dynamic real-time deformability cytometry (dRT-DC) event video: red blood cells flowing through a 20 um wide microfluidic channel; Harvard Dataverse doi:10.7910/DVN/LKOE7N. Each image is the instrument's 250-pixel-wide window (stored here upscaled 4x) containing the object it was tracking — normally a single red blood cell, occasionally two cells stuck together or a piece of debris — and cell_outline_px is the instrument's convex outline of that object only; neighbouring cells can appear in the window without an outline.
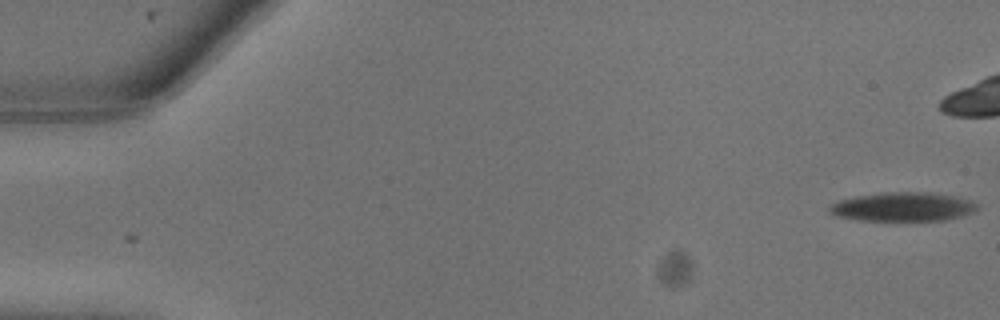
{"species": "common noctule bat (a hibernating species)", "species_latin": "Nyctalus noctula", "temperature_condition": "warm", "stored_images_in_passage": 9, "camera_frame_rate_fps": 3000, "um_per_image_px": 0.085, "animal": {"sex": "male", "body_mass_g": 13.3}, "frame": {"image": 1, "passage_image": 1, "time_ms": 0.0, "image_size_px": [1000, 320], "cell_outline_px": [[976, 212], [964, 216], [944, 220], [860, 220], [836, 216], [828, 212], [828, 208], [836, 200], [856, 196], [880, 192], [932, 192], [956, 196], [972, 200], [976, 204]], "centroid_in_image_um": [76.75, 17.56], "position_along_channel_um": 8.2, "area_um2": 25.2}}
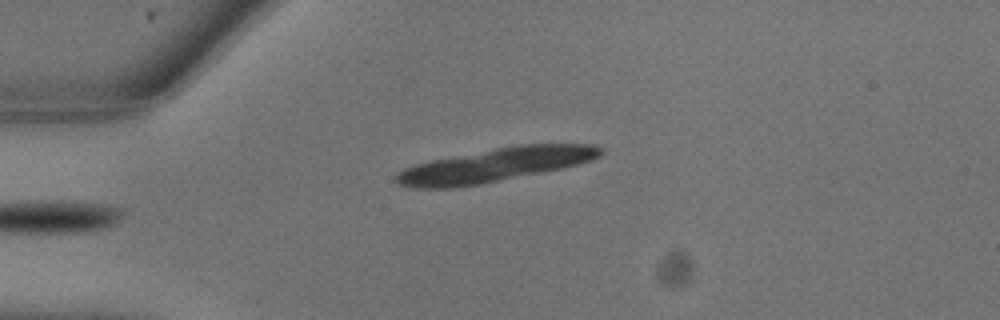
{"frame": {"image": 2, "passage_image": 9, "time_ms": 2.667, "image_size_px": [1000, 320], "cell_outline_px": [[604, 152], [600, 156], [592, 160], [564, 168], [480, 184], [448, 188], [416, 188], [396, 184], [392, 180], [392, 176], [396, 172], [404, 168], [416, 164], [432, 160], [516, 144], [596, 144], [604, 148]], "centroid_in_image_um": [42.09, 14.02], "position_along_channel_um": 42.9, "area_um2": 40.29}}